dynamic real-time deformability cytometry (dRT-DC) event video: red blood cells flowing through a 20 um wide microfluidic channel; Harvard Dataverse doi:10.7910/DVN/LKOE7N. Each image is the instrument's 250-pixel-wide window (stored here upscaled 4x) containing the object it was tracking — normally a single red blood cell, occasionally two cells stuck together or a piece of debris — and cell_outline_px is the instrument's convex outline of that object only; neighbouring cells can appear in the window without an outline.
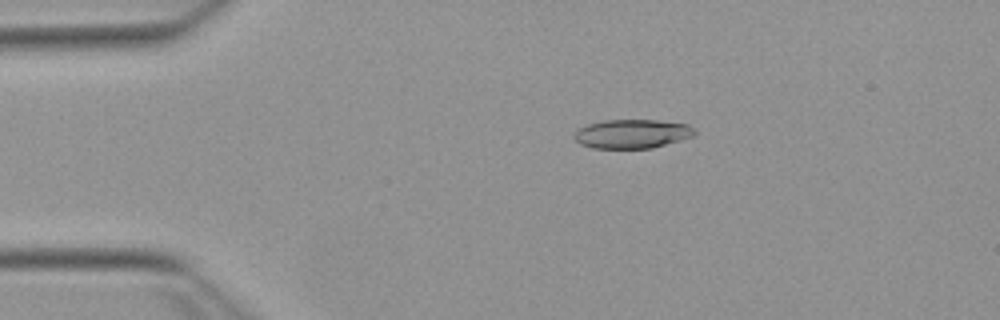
{"species": "Egyptian fruit bat (a non-hibernating species)", "species_latin": "Rousettus aegyptiacus", "temperature_condition": "warm", "stored_images_in_passage": 52, "camera_frame_rate_fps": 3000, "um_per_image_px": 0.085, "animal": {"sex": "female"}, "frame": {"image": 1, "passage_image": 10, "time_ms": 3.0, "image_size_px": [1000, 320], "cell_outline_px": [[696, 132], [692, 136], [680, 140], [652, 148], [592, 148], [580, 144], [572, 136], [572, 132], [576, 128], [588, 124], [604, 120], [656, 120], [688, 124]], "centroid_in_image_um": [53.65, 11.37], "position_along_channel_um": 31.3, "area_um2": 20.4}}
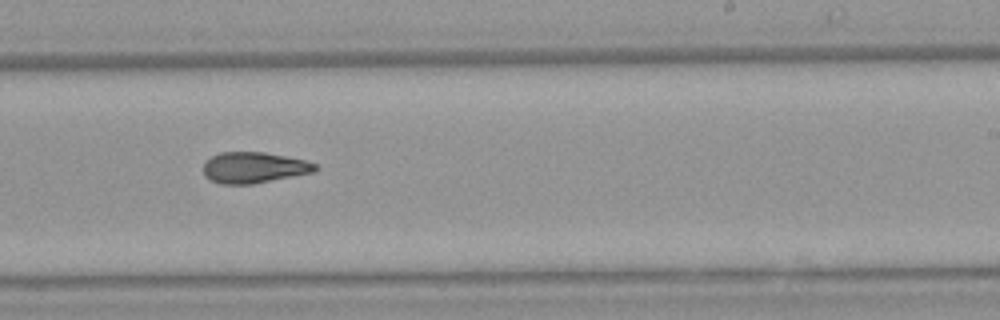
{"frame": {"image": 2, "passage_image": 32, "time_ms": 10.333, "image_size_px": [1000, 320], "cell_outline_px": [[320, 168], [312, 172], [252, 184], [220, 184], [204, 176], [204, 160], [220, 152], [264, 152], [304, 160], [316, 164]], "centroid_in_image_um": [21.55, 14.24], "position_along_channel_um": 267.5, "area_um2": 20.06}}
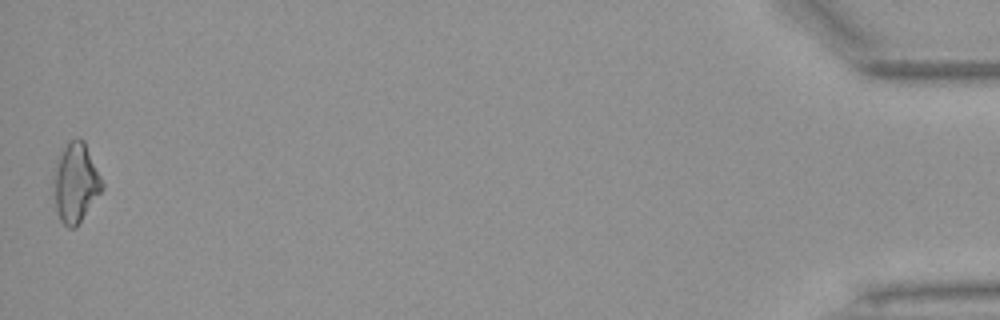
{"frame": {"image": 3, "passage_image": 52, "time_ms": 17.0, "image_size_px": [1000, 320], "cell_outline_px": [[104, 188], [80, 220], [72, 228], [68, 228], [60, 220], [56, 208], [56, 164], [60, 148], [68, 140], [76, 136], [80, 136], [84, 140], [104, 184]], "centroid_in_image_um": [6.45, 15.43], "position_along_channel_um": 428.7, "area_um2": 21.91}, "authors_computed_cell_mechanics": {"area_um2": 20.6057, "velocity_mm_per_s": 3.8825, "shape_relaxation_time_tau1_ms": null, "shape_relaxation_time_tau2_ms": 5.7851, "deformation_change_tau1": null, "deformation_change_tau2": 0.1554}}